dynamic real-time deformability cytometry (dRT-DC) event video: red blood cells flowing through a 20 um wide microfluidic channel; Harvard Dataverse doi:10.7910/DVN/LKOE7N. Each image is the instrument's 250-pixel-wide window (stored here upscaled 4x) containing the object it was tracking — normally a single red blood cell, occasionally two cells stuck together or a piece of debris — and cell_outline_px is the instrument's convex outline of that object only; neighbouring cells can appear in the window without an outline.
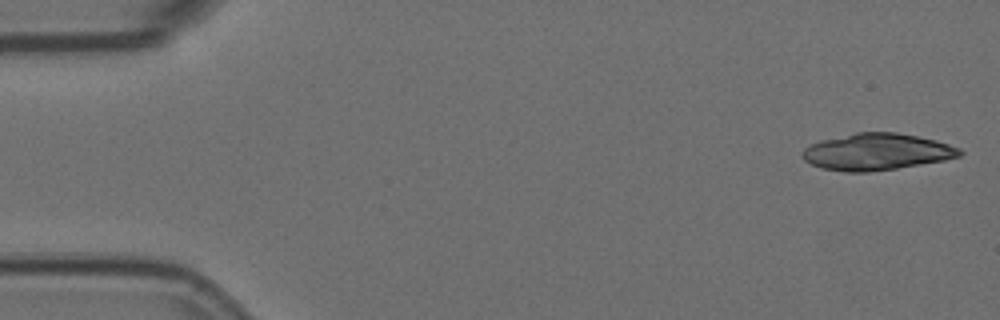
{"species": "Egyptian fruit bat (a non-hibernating species)", "species_latin": "Rousettus aegyptiacus", "temperature_condition": "room temperature", "stored_images_in_passage": 5, "camera_frame_rate_fps": 3000, "um_per_image_px": 0.085, "animal": {"sex": "female"}, "frame": {"image": 1, "passage_image": 1, "time_ms": 0.0, "image_size_px": [1000, 320], "cell_outline_px": [[964, 152], [960, 156], [944, 160], [896, 168], [868, 172], [844, 172], [820, 168], [804, 160], [800, 152], [804, 148], [812, 144], [824, 140], [856, 132], [896, 132], [936, 140], [960, 148]], "centroid_in_image_um": [74.51, 12.91], "position_along_channel_um": 10.5, "area_um2": 33.47}}